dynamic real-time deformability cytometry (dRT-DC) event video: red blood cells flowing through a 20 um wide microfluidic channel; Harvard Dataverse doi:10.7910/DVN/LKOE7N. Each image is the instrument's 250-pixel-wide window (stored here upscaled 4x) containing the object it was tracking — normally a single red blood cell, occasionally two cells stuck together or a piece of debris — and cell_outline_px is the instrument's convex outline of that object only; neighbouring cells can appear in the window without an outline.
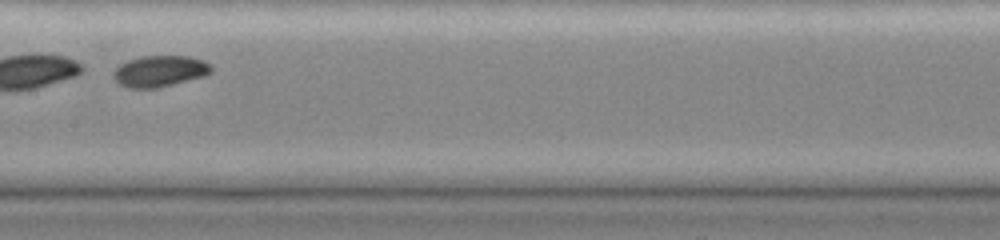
{"species": "common noctule bat (a hibernating species)", "species_latin": "Nyctalus noctula", "temperature_condition": "cold", "stored_images_in_passage": 33, "segment_of_instrument_passage": [2, 2], "camera_frame_rate_fps": 3000, "um_per_image_px": 0.085, "animal": {"sex": "female", "body_mass_g": 19.0, "forearm_length_mm": 51.5}, "frame": {"image": 1, "passage_image": 16, "time_ms": 5.0, "image_size_px": [1000, 240], "cell_outline_px": [[212, 72], [204, 76], [156, 88], [128, 88], [112, 80], [112, 72], [120, 64], [128, 60], [140, 56], [188, 56], [204, 60], [212, 64]], "centroid_in_image_um": [13.56, 6.04], "position_along_channel_um": 193.8, "area_um2": 17.98}}